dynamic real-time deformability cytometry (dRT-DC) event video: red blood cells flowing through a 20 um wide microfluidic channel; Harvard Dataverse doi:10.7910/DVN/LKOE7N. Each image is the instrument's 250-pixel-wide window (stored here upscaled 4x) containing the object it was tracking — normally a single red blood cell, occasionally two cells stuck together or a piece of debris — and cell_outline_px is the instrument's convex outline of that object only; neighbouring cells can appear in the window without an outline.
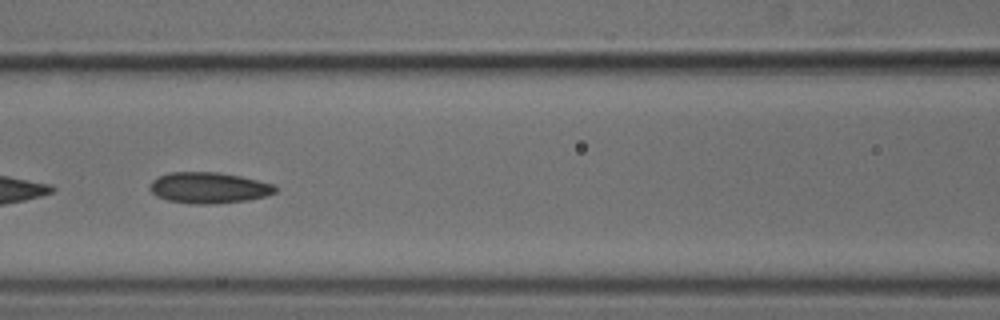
{"species": "common noctule bat (a hibernating species)", "species_latin": "Nyctalus noctula", "temperature_condition": "cold", "stored_images_in_passage": 41, "camera_frame_rate_fps": 3000, "um_per_image_px": 0.085, "animal": {"sex": "male", "body_mass_g": 18.8}, "frame": {"image": 1, "passage_image": 12, "time_ms": 3.667, "image_size_px": [1000, 320], "cell_outline_px": [[276, 192], [268, 196], [248, 200], [216, 204], [188, 204], [168, 200], [156, 196], [148, 188], [152, 180], [168, 172], [216, 172], [240, 176], [276, 184]], "centroid_in_image_um": [17.76, 15.97], "position_along_channel_um": 148.8, "area_um2": 22.95}}
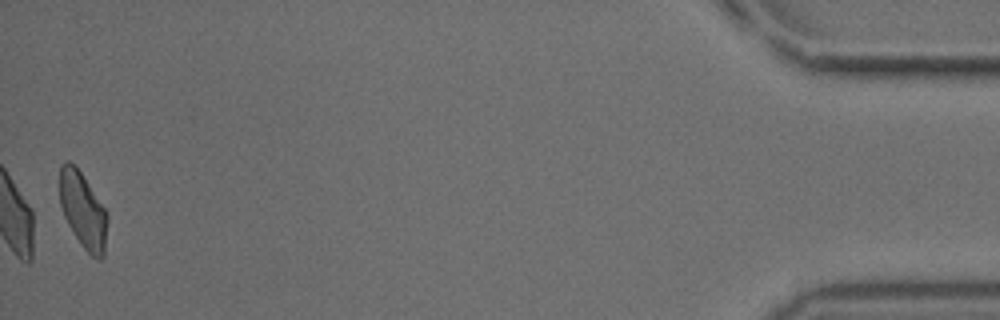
{"frame": {"image": 2, "passage_image": 41, "time_ms": 13.333, "image_size_px": [1000, 320], "cell_outline_px": [[108, 220], [104, 256], [100, 260], [96, 260], [84, 248], [68, 224], [64, 216], [60, 204], [60, 164], [68, 160], [80, 172], [108, 212]], "centroid_in_image_um": [7.08, 17.9], "position_along_channel_um": 428.1, "area_um2": 20.98}, "authors_computed_cell_mechanics": {"area_um2": 22.0218, "velocity_mm_per_s": 3.7879, "shape_relaxation_time_tau1_ms": 6.6856, "shape_relaxation_time_tau2_ms": 3.7579, "deformation_change_tau1": 0.1116, "deformation_change_tau2": 0.0952}}